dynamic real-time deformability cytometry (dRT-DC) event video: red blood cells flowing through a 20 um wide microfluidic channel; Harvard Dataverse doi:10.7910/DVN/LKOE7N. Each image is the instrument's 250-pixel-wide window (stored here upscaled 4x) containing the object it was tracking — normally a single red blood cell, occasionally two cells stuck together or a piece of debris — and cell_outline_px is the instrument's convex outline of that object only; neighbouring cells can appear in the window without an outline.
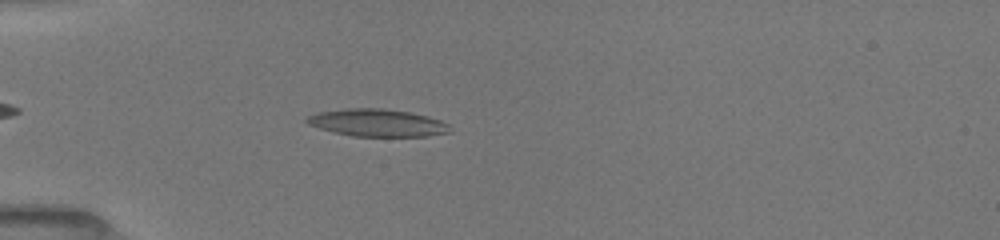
{"species": "common noctule bat (a hibernating species)", "species_latin": "Nyctalus noctula", "temperature_condition": "room temperature", "stored_images_in_passage": 13, "camera_frame_rate_fps": 3000, "um_per_image_px": 0.085, "animal": {"sex": "female", "body_mass_g": 19.5, "forearm_length_mm": 54.1}, "frame": {"image": 1, "passage_image": 9, "time_ms": 2.0, "image_size_px": [1000, 240], "cell_outline_px": [[448, 132], [428, 136], [352, 136], [320, 128], [308, 124], [304, 120], [308, 116], [316, 112], [344, 108], [380, 108], [408, 112], [428, 116], [440, 120], [448, 124]], "centroid_in_image_um": [32.02, 10.43], "position_along_channel_um": 53.0, "area_um2": 22.66}}
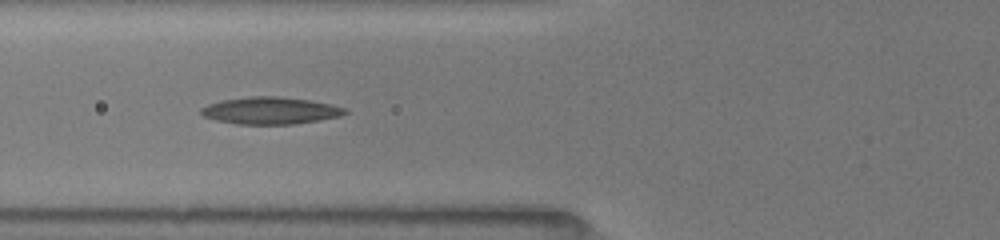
{"frame": {"image": 2, "passage_image": 12, "time_ms": 3.667, "image_size_px": [1000, 240], "cell_outline_px": [[348, 112], [340, 116], [320, 120], [292, 124], [236, 124], [216, 120], [204, 116], [200, 112], [200, 108], [208, 104], [220, 100], [248, 96], [280, 96], [308, 100], [332, 104], [344, 108]], "centroid_in_image_um": [22.96, 9.39], "position_along_channel_um": 102.8, "area_um2": 22.77}}
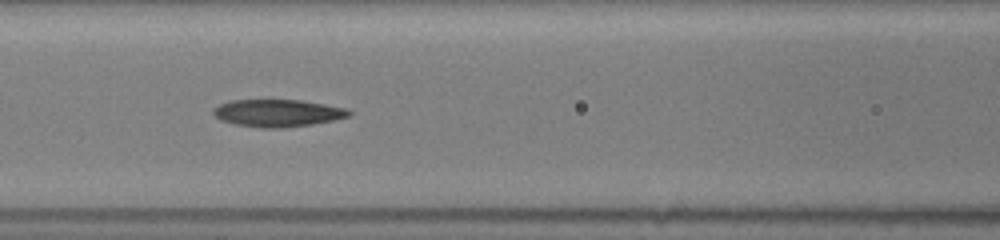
{"frame": {"image": 3, "passage_image": 13, "time_ms": 4.667, "image_size_px": [1000, 240], "cell_outline_px": [[352, 112], [348, 116], [332, 120], [312, 124], [280, 128], [260, 128], [236, 124], [220, 120], [212, 112], [212, 108], [220, 104], [232, 100], [300, 100], [348, 108]], "centroid_in_image_um": [23.58, 9.61], "position_along_channel_um": 143.0, "area_um2": 21.5}}